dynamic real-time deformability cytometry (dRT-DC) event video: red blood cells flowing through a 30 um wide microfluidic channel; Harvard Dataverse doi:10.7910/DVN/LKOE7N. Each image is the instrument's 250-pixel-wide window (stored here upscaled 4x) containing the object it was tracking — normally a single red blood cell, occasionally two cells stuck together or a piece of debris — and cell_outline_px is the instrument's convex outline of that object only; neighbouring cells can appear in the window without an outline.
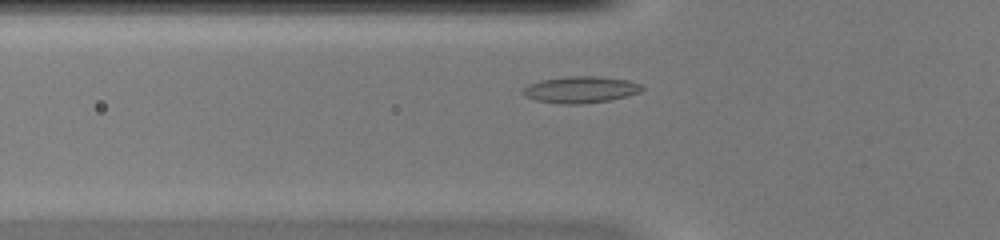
{"species": "common noctule bat (a hibernating species)", "species_latin": "Nyctalus noctula", "temperature_condition": "warm", "stored_images_in_passage": 39, "camera_frame_rate_fps": 3000, "um_per_image_px": 0.085, "animal": {"sex": "female", "body_mass_g": 20.0, "forearm_length_mm": 54.0}, "frame": {"image": 1, "passage_image": 6, "time_ms": 1.667, "image_size_px": [1000, 240], "cell_outline_px": [[644, 88], [640, 92], [628, 96], [612, 100], [580, 104], [560, 104], [536, 100], [524, 96], [520, 92], [528, 84], [540, 80], [568, 76], [596, 76], [628, 80], [640, 84]], "centroid_in_image_um": [49.33, 7.62], "position_along_channel_um": 76.5, "area_um2": 18.61}}
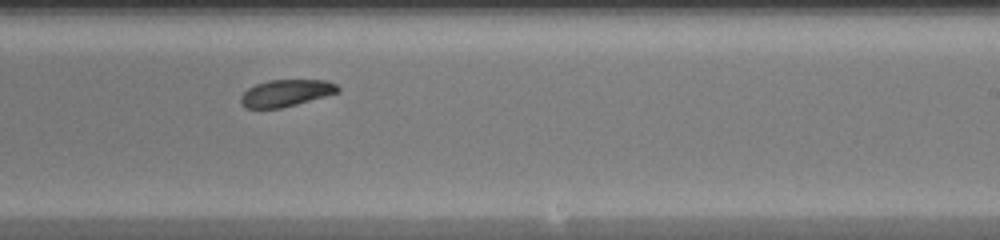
{"frame": {"image": 2, "passage_image": 20, "time_ms": 6.333, "image_size_px": [1000, 240], "cell_outline_px": [[340, 92], [296, 104], [280, 108], [244, 108], [240, 100], [240, 96], [248, 88], [256, 84], [268, 80], [328, 80], [336, 84], [340, 88]], "centroid_in_image_um": [24.31, 7.9], "position_along_channel_um": 264.7, "area_um2": 15.2}}
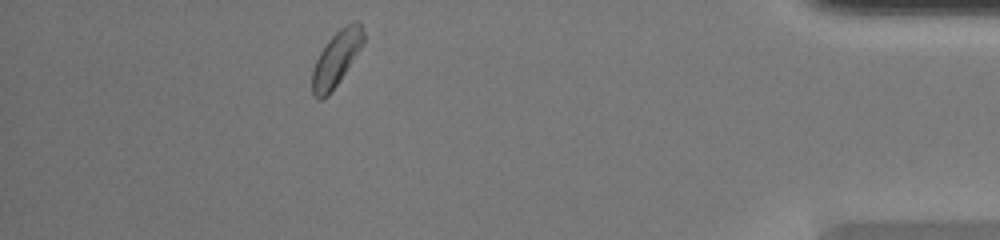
{"frame": {"image": 3, "passage_image": 34, "time_ms": 11.0, "image_size_px": [1000, 240], "cell_outline_px": [[364, 40], [360, 48], [328, 96], [320, 100], [316, 100], [312, 96], [312, 72], [316, 60], [320, 52], [328, 40], [344, 24], [356, 20], [360, 20], [364, 32]], "centroid_in_image_um": [28.57, 4.95], "position_along_channel_um": 406.6, "area_um2": 16.18}, "authors_computed_cell_mechanics": {"area_um2": 16.1262, "velocity_mm_per_s": 4.0394, "shape_relaxation_time_tau1_ms": 3.8954, "shape_relaxation_time_tau2_ms": 3.5423, "deformation_change_tau1": 0.096, "deformation_change_tau2": 0.0857}}